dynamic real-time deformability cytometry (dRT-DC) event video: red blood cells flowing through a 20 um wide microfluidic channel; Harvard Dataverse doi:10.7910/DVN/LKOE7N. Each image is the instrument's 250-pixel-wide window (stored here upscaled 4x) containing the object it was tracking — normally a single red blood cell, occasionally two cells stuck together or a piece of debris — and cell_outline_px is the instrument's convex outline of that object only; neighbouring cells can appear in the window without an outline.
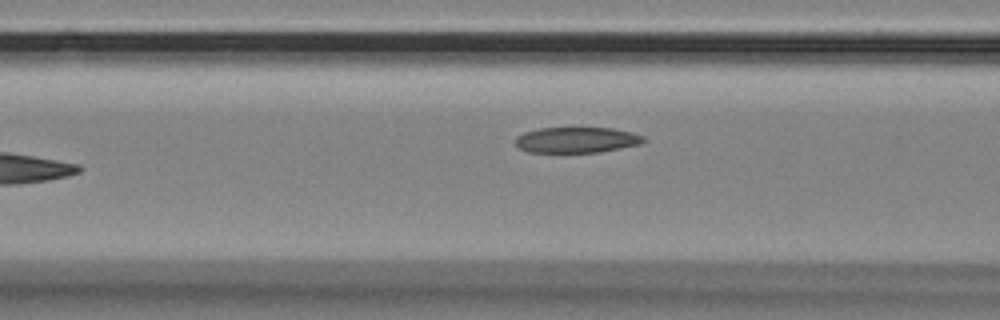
{"species": "Egyptian fruit bat (a non-hibernating species)", "species_latin": "Rousettus aegyptiacus", "temperature_condition": "room temperature", "stored_images_in_passage": 36, "camera_frame_rate_fps": 3000, "um_per_image_px": 0.085, "animal": {"sex": "female"}, "frame": {"image": 1, "passage_image": 5, "time_ms": 1.333, "image_size_px": [1000, 320], "cell_outline_px": [[644, 140], [640, 144], [600, 152], [528, 152], [516, 148], [516, 136], [524, 132], [540, 128], [612, 128], [632, 132], [644, 136]], "centroid_in_image_um": [48.98, 11.89], "position_along_channel_um": 117.6, "area_um2": 19.19}}
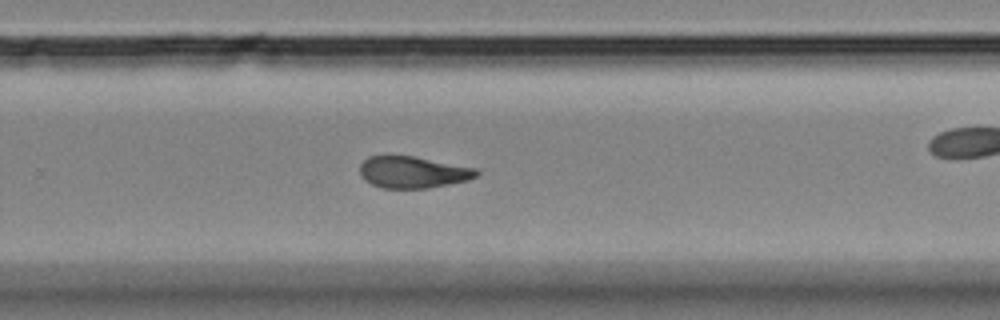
{"frame": {"image": 2, "passage_image": 16, "time_ms": 5.0, "image_size_px": [1000, 320], "cell_outline_px": [[480, 172], [476, 176], [468, 180], [428, 188], [380, 188], [364, 180], [360, 172], [360, 164], [368, 156], [412, 156], [476, 168]], "centroid_in_image_um": [35.08, 14.64], "position_along_channel_um": 294.7, "area_um2": 21.39}}
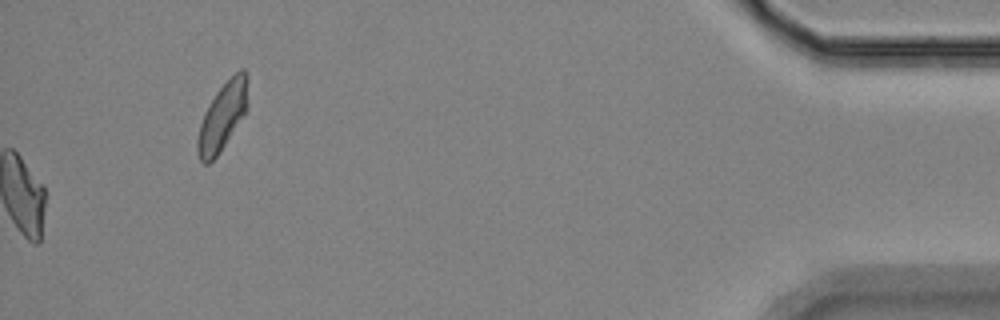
{"frame": {"image": 3, "passage_image": 36, "time_ms": 11.667, "image_size_px": [1000, 320], "cell_outline_px": [[248, 108], [216, 156], [208, 164], [204, 164], [200, 160], [196, 148], [196, 140], [200, 124], [204, 112], [216, 92], [240, 68], [244, 68], [248, 76]], "centroid_in_image_um": [18.91, 9.86], "position_along_channel_um": 416.3, "area_um2": 19.65}, "authors_computed_cell_mechanics": {"area_um2": 22.1374, "velocity_mm_per_s": 3.5438, "shape_relaxation_time_tau1_ms": 5.1007, "shape_relaxation_time_tau2_ms": 0.9492, "deformation_change_tau1": 0.1367, "deformation_change_tau2": 0.0882}}